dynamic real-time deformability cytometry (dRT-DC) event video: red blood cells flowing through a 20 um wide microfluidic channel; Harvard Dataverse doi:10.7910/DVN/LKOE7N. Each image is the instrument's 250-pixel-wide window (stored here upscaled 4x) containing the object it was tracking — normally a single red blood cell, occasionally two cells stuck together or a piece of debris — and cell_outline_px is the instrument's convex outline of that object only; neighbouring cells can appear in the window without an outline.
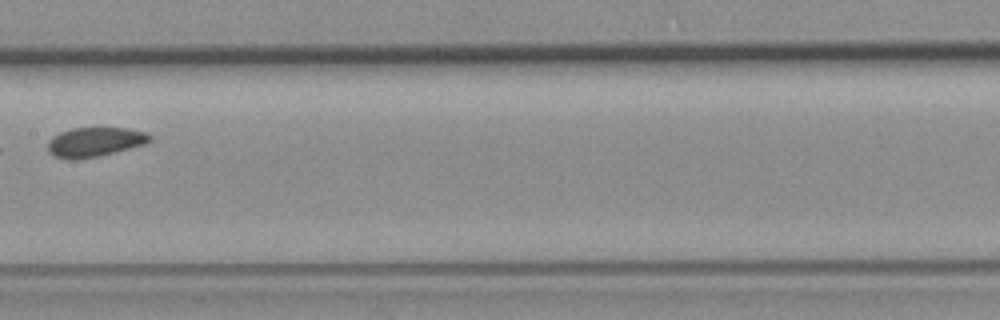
{"species": "common noctule bat (a hibernating species)", "species_latin": "Nyctalus noctula", "temperature_condition": "room temperature", "stored_images_in_passage": 6, "camera_frame_rate_fps": 3000, "um_per_image_px": 0.085, "animal": {"sex": "female", "body_mass_g": 19.3, "forearm_length_mm": 54.1}, "frame": {"image": 1, "passage_image": 5, "time_ms": 4.667, "image_size_px": [1000, 320], "cell_outline_px": [[152, 140], [144, 144], [100, 156], [76, 160], [68, 160], [56, 156], [48, 152], [48, 140], [52, 136], [60, 132], [72, 128], [128, 128], [148, 132], [152, 136]], "centroid_in_image_um": [8.06, 12.07], "position_along_channel_um": 199.3, "area_um2": 17.69}}
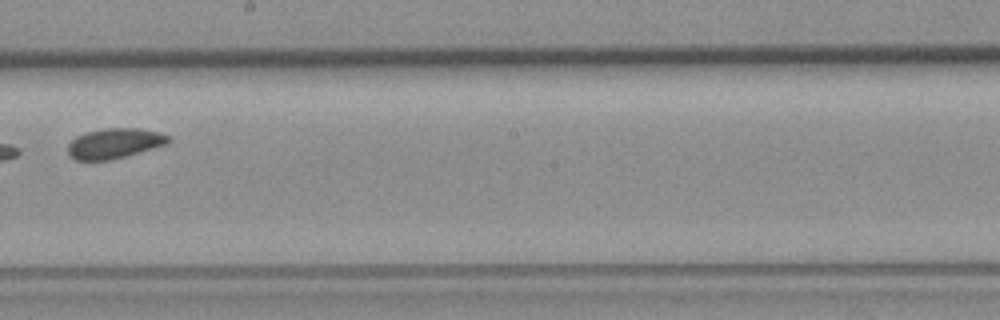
{"frame": {"image": 2, "passage_image": 6, "time_ms": 5.667, "image_size_px": [1000, 320], "cell_outline_px": [[172, 136], [168, 144], [124, 156], [108, 160], [76, 160], [68, 152], [68, 144], [76, 136], [84, 132], [104, 128], [140, 128], [160, 132]], "centroid_in_image_um": [9.76, 12.16], "position_along_channel_um": 238.4, "area_um2": 17.69}}